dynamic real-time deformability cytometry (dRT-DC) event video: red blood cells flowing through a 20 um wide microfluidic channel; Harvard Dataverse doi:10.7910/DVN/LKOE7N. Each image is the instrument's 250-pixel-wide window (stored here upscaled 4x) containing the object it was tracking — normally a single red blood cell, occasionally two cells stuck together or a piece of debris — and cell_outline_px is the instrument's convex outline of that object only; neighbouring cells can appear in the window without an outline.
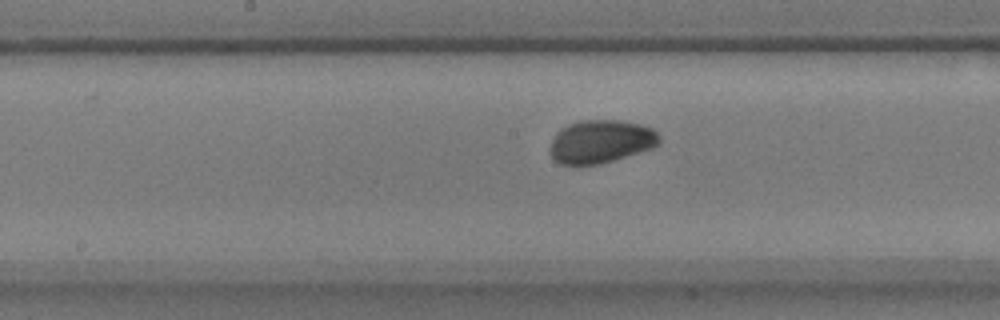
{"species": "common noctule bat (a hibernating species)", "species_latin": "Nyctalus noctula", "temperature_condition": "warm", "stored_images_in_passage": 30, "camera_frame_rate_fps": 3000, "um_per_image_px": 0.085, "animal": {"sex": "male", "body_mass_g": 17.9}, "frame": {"image": 1, "passage_image": 13, "time_ms": 4.0, "image_size_px": [1000, 320], "cell_outline_px": [[660, 144], [652, 148], [600, 164], [560, 164], [548, 152], [552, 140], [556, 132], [560, 128], [568, 124], [580, 120], [620, 120], [640, 124], [652, 128], [660, 136]], "centroid_in_image_um": [51.06, 12.01], "position_along_channel_um": 197.1, "area_um2": 27.51}}
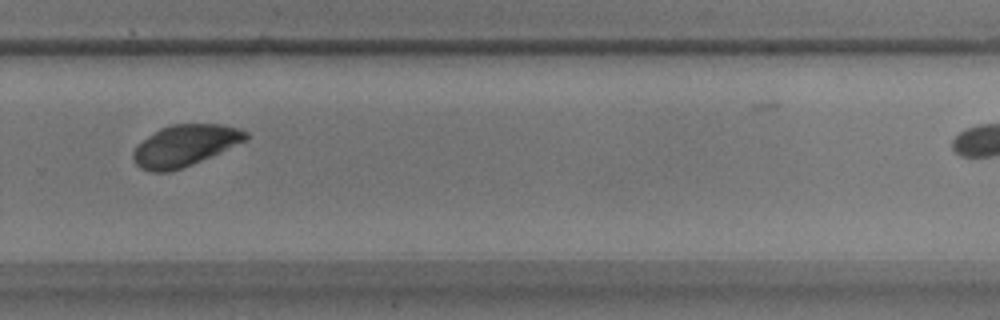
{"frame": {"image": 2, "passage_image": 23, "time_ms": 7.333, "image_size_px": [1000, 320], "cell_outline_px": [[248, 136], [244, 140], [192, 164], [168, 172], [152, 172], [140, 168], [132, 160], [132, 152], [148, 136], [160, 128], [172, 124], [220, 124], [240, 128], [248, 132]], "centroid_in_image_um": [15.67, 12.36], "position_along_channel_um": 314.1, "area_um2": 26.59}}
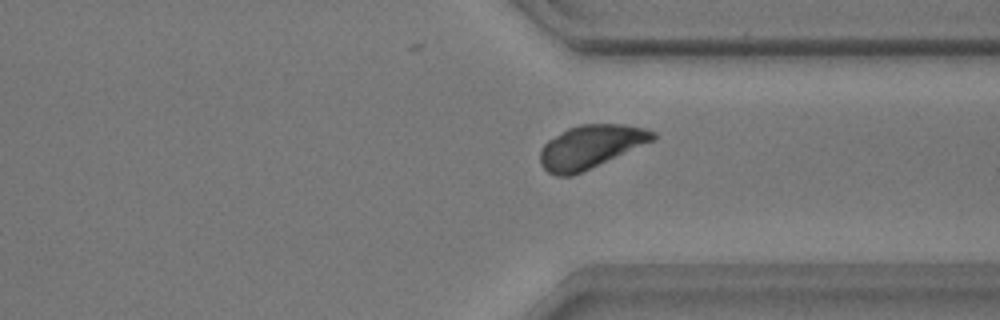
{"frame": {"image": 3, "passage_image": 27, "time_ms": 8.667, "image_size_px": [1000, 320], "cell_outline_px": [[656, 136], [652, 140], [572, 176], [556, 176], [548, 172], [540, 164], [540, 148], [548, 140], [568, 128], [580, 124], [624, 124], [648, 128], [656, 132]], "centroid_in_image_um": [50.16, 12.45], "position_along_channel_um": 361.2, "area_um2": 28.03}}